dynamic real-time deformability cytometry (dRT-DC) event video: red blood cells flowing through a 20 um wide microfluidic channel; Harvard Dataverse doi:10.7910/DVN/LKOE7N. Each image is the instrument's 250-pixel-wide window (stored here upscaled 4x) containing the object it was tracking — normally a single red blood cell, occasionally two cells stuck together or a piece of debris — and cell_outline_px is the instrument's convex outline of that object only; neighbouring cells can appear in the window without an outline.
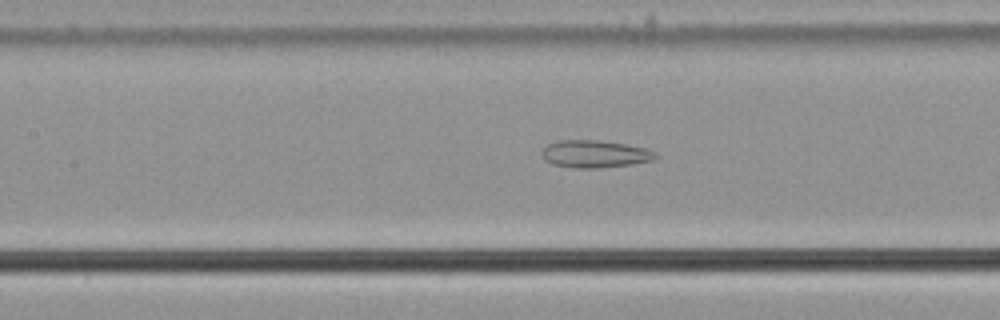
{"species": "common noctule bat (a hibernating species)", "species_latin": "Nyctalus noctula", "temperature_condition": "cold", "stored_images_in_passage": 44, "camera_frame_rate_fps": 3000, "um_per_image_px": 0.085, "animal": {"sex": "male", "body_mass_g": 21.5, "forearm_length_mm": 52.0}, "frame": {"image": 1, "passage_image": 14, "time_ms": 4.333, "image_size_px": [1000, 320], "cell_outline_px": [[660, 156], [652, 160], [632, 164], [596, 168], [572, 168], [552, 164], [544, 160], [540, 152], [548, 144], [556, 140], [596, 140], [624, 144], [644, 148], [656, 152]], "centroid_in_image_um": [50.53, 13.09], "position_along_channel_um": 156.9, "area_um2": 18.21}}
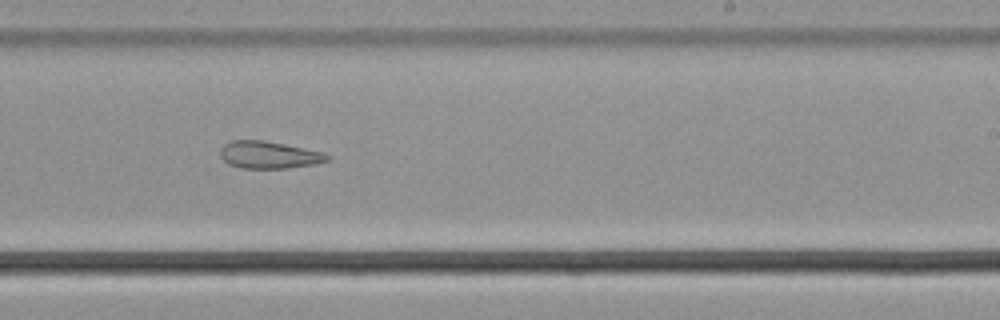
{"frame": {"image": 2, "passage_image": 23, "time_ms": 7.333, "image_size_px": [1000, 320], "cell_outline_px": [[332, 156], [328, 160], [316, 164], [288, 168], [244, 168], [228, 164], [220, 156], [220, 148], [224, 144], [232, 140], [264, 140], [284, 144], [320, 152]], "centroid_in_image_um": [22.83, 13.16], "position_along_channel_um": 266.2, "area_um2": 16.88}}
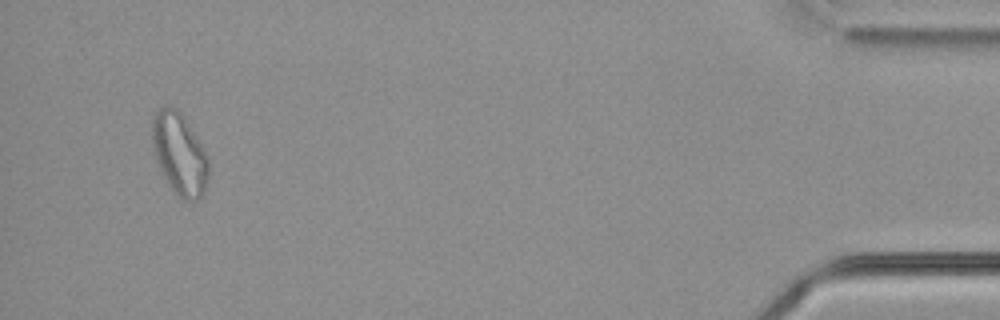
{"frame": {"image": 3, "passage_image": 42, "time_ms": 13.667, "image_size_px": [1000, 320], "cell_outline_px": [[208, 176], [204, 192], [196, 200], [184, 200], [176, 196], [160, 168], [156, 156], [152, 140], [152, 120], [156, 112], [160, 108], [176, 108], [184, 116], [208, 156]], "centroid_in_image_um": [15.27, 13.09], "position_along_channel_um": 419.9, "area_um2": 26.36}, "authors_computed_cell_mechanics": {"area_um2": 19.8254, "velocity_mm_per_s": 3.6515, "shape_relaxation_time_tau1_ms": null, "shape_relaxation_time_tau2_ms": 3.4663, "deformation_change_tau1": null, "deformation_change_tau2": 0.1223}}